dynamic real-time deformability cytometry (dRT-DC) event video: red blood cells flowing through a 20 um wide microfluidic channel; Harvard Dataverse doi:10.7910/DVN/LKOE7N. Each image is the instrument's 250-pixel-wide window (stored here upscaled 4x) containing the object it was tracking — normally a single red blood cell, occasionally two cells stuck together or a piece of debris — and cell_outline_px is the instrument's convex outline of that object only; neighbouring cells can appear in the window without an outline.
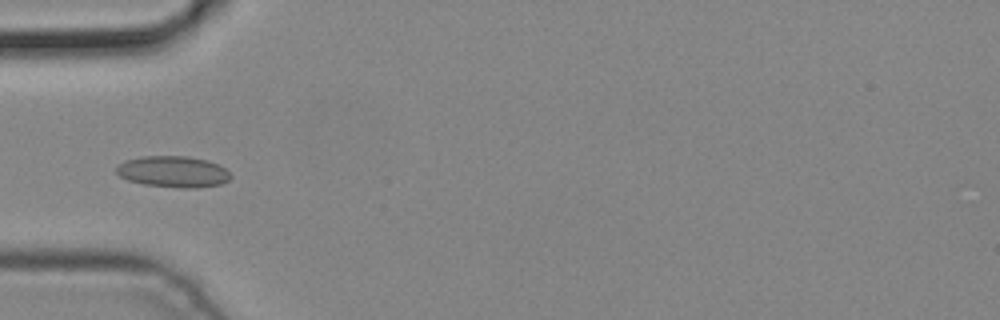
{"species": "common noctule bat (a hibernating species)", "species_latin": "Nyctalus noctula", "temperature_condition": "cold", "stored_images_in_passage": 4, "camera_frame_rate_fps": 3000, "um_per_image_px": 0.085, "animal": {"sex": "male", "body_mass_g": 19.2, "forearm_length_mm": 51.8}, "frame": {"image": 1, "passage_image": 4, "time_ms": 1.0, "image_size_px": [1000, 320], "cell_outline_px": [[232, 176], [228, 180], [220, 184], [196, 188], [180, 188], [144, 184], [128, 180], [120, 176], [116, 172], [116, 168], [124, 160], [144, 156], [188, 156], [208, 160], [220, 164]], "centroid_in_image_um": [14.73, 14.59], "position_along_channel_um": 70.3, "area_um2": 20.87}}